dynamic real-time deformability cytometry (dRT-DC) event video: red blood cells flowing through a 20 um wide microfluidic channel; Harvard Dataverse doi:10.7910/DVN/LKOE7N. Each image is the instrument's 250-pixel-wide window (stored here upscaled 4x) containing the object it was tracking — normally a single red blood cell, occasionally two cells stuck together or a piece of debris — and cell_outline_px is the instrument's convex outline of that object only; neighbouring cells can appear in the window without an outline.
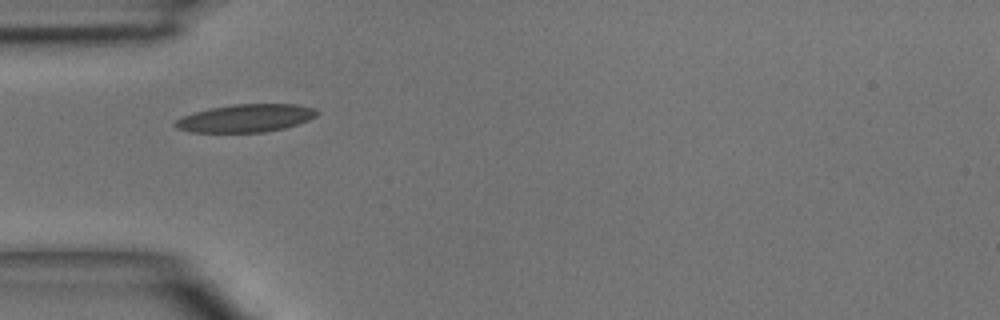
{"species": "common noctule bat (a hibernating species)", "species_latin": "Nyctalus noctula", "temperature_condition": "room temperature", "stored_images_in_passage": 2, "camera_frame_rate_fps": 3000, "um_per_image_px": 0.085, "animal": {"sex": "male", "body_mass_g": 15.6}, "frame": {"image": 1, "passage_image": 1, "time_ms": 0.0, "image_size_px": [1000, 320], "cell_outline_px": [[320, 112], [316, 116], [308, 120], [284, 128], [264, 132], [192, 132], [176, 128], [172, 124], [180, 116], [212, 108], [236, 104], [296, 104], [316, 108]], "centroid_in_image_um": [20.89, 10.04], "position_along_channel_um": 64.1, "area_um2": 22.95}}
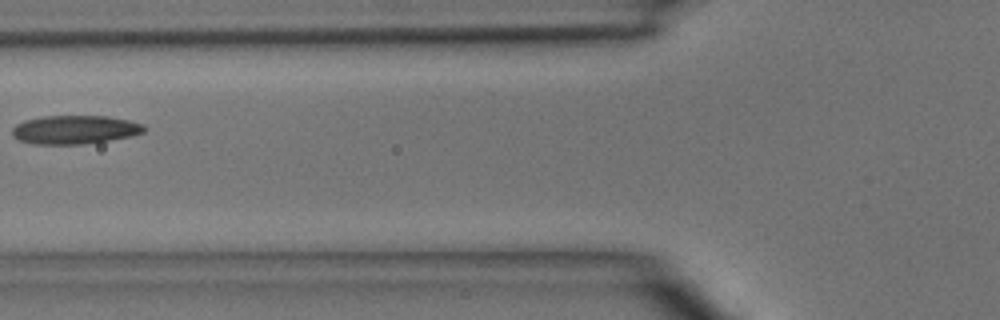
{"frame": {"image": 2, "passage_image": 2, "time_ms": 1.333, "image_size_px": [1000, 320], "cell_outline_px": [[148, 128], [144, 132], [132, 136], [84, 144], [32, 144], [16, 140], [12, 136], [12, 128], [16, 124], [24, 120], [44, 116], [108, 116], [128, 120], [144, 124]], "centroid_in_image_um": [6.35, 11.02], "position_along_channel_um": 119.5, "area_um2": 22.25}}